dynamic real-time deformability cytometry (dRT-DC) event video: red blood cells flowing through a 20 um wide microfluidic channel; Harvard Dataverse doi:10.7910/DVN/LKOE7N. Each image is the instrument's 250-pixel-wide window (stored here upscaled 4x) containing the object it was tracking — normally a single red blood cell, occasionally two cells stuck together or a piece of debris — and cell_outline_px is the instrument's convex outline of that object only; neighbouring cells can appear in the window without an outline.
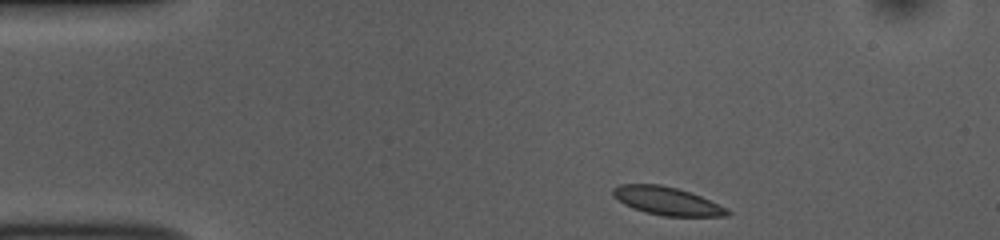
{"species": "common noctule bat (a hibernating species)", "species_latin": "Nyctalus noctula", "temperature_condition": "room temperature", "stored_images_in_passage": 44, "camera_frame_rate_fps": 3000, "um_per_image_px": 0.085, "animal": {"sex": "female", "body_mass_g": 10.0, "forearm_length_mm": 53.1}, "frame": {"image": 1, "passage_image": 1, "time_ms": 0.0, "image_size_px": [1000, 240], "cell_outline_px": [[732, 212], [728, 216], [664, 216], [644, 212], [632, 208], [624, 204], [612, 196], [612, 188], [620, 184], [660, 184], [676, 188], [700, 196], [728, 208]], "centroid_in_image_um": [56.68, 17.09], "position_along_channel_um": 28.3, "area_um2": 18.79}}
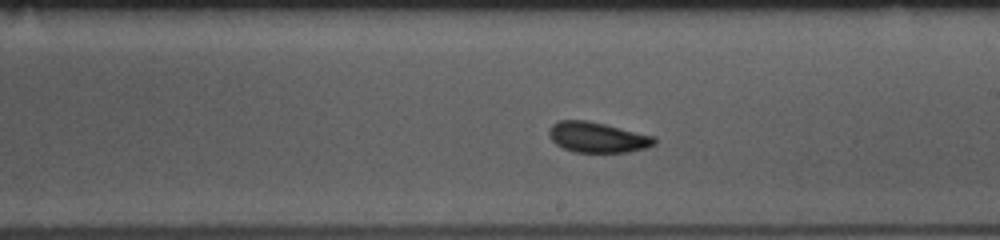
{"frame": {"image": 2, "passage_image": 22, "time_ms": 7.0, "image_size_px": [1000, 240], "cell_outline_px": [[656, 144], [644, 148], [628, 152], [572, 152], [556, 144], [548, 136], [548, 128], [552, 124], [560, 120], [588, 120], [656, 136]], "centroid_in_image_um": [50.77, 11.66], "position_along_channel_um": 238.2, "area_um2": 18.84}}
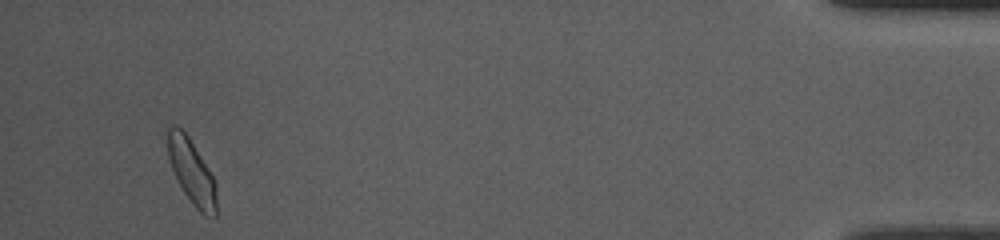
{"frame": {"image": 3, "passage_image": 42, "time_ms": 13.667, "image_size_px": [1000, 240], "cell_outline_px": [[216, 216], [204, 216], [192, 204], [184, 192], [172, 168], [168, 156], [164, 132], [164, 128], [168, 124], [180, 128], [188, 136], [208, 168], [216, 184]], "centroid_in_image_um": [16.24, 14.53], "position_along_channel_um": 419.0, "area_um2": 18.5}, "authors_computed_cell_mechanics": {"area_um2": 18.496, "velocity_mm_per_s": 3.802, "shape_relaxation_time_tau1_ms": 1.4274, "shape_relaxation_time_tau2_ms": 1.4983, "deformation_change_tau1": 0.0973, "deformation_change_tau2": 0.043}}